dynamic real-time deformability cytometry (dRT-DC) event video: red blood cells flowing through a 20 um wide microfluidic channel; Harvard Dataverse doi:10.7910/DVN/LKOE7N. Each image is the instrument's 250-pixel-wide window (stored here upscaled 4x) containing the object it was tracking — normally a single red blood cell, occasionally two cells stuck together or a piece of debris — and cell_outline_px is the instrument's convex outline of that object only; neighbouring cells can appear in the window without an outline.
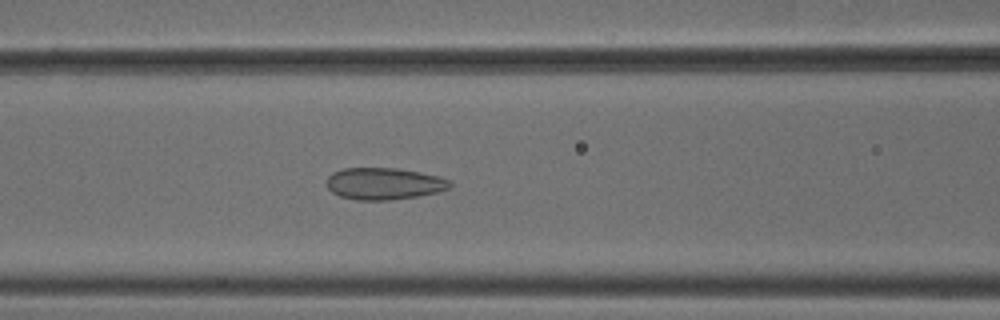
{"species": "common noctule bat (a hibernating species)", "species_latin": "Nyctalus noctula", "temperature_condition": "cold", "stored_images_in_passage": 40, "camera_frame_rate_fps": 3000, "um_per_image_px": 0.085, "animal": {"sex": "male", "body_mass_g": 18.8}, "frame": {"image": 1, "passage_image": 23, "time_ms": 7.333, "image_size_px": [1000, 320], "cell_outline_px": [[452, 184], [448, 188], [436, 192], [416, 196], [388, 200], [356, 200], [340, 196], [332, 192], [328, 188], [328, 176], [332, 172], [344, 168], [396, 168], [420, 172], [452, 180]], "centroid_in_image_um": [32.63, 15.6], "position_along_channel_um": 134.0, "area_um2": 22.72}}
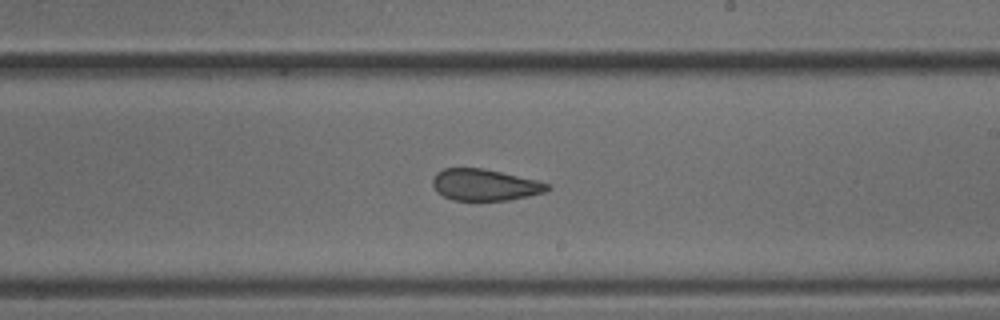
{"frame": {"image": 2, "passage_image": 32, "time_ms": 10.333, "image_size_px": [1000, 320], "cell_outline_px": [[552, 188], [544, 192], [528, 196], [508, 200], [452, 200], [436, 192], [432, 184], [432, 176], [436, 172], [444, 168], [484, 168], [536, 180], [548, 184]], "centroid_in_image_um": [41.16, 15.71], "position_along_channel_um": 247.8, "area_um2": 21.1}}
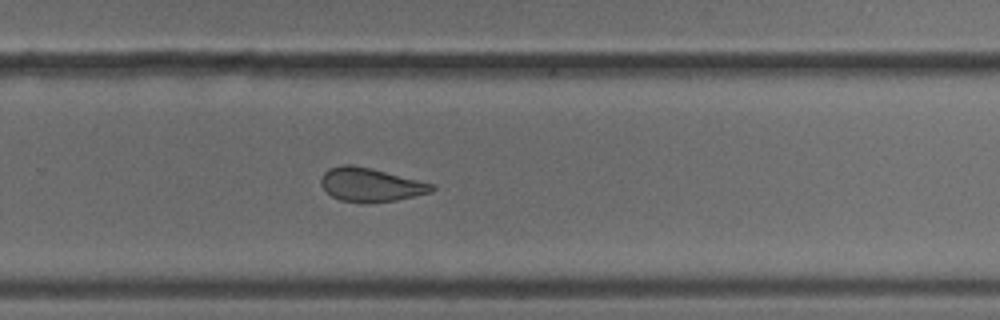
{"frame": {"image": 3, "passage_image": 36, "time_ms": 11.667, "image_size_px": [1000, 320], "cell_outline_px": [[436, 188], [432, 192], [396, 200], [340, 200], [332, 196], [320, 184], [320, 180], [324, 172], [328, 168], [344, 164], [352, 164], [436, 184]], "centroid_in_image_um": [31.52, 15.66], "position_along_channel_um": 298.3, "area_um2": 21.04}}